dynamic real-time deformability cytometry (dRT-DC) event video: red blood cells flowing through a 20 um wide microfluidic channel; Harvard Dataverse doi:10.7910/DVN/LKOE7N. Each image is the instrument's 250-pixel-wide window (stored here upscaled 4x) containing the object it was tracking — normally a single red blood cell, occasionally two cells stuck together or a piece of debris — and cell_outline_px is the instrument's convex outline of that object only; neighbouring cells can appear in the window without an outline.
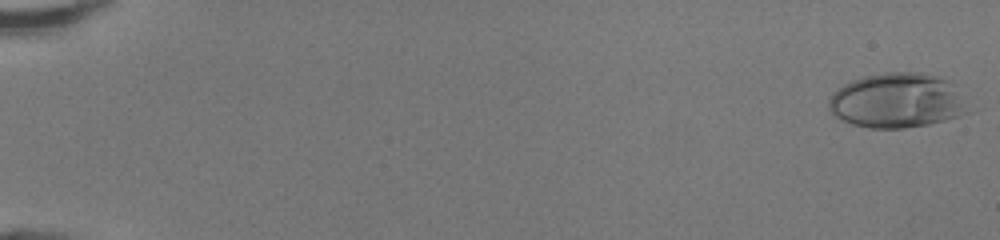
{"species": "human", "species_latin": "Homo sapiens", "temperature_condition": "room temperature", "stored_images_in_passage": 49, "camera_frame_rate_fps": 3000, "um_per_image_px": 0.085, "donor": {"sex": "female"}, "frame": {"image": 1, "passage_image": 1, "time_ms": 0.0, "image_size_px": [1000, 240], "cell_outline_px": [[976, 108], [972, 112], [960, 116], [928, 124], [904, 128], [868, 128], [852, 124], [832, 116], [828, 108], [828, 100], [832, 92], [836, 88], [852, 80], [864, 76], [884, 72], [924, 72], [940, 76], [948, 80]], "centroid_in_image_um": [76.31, 8.55], "position_along_channel_um": 8.7, "area_um2": 45.66}}
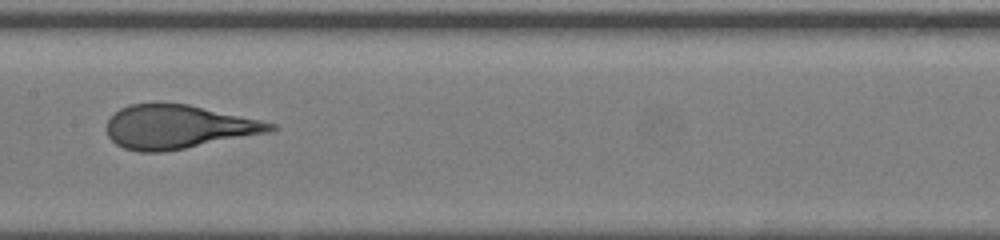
{"frame": {"image": 2, "passage_image": 27, "time_ms": 8.667, "image_size_px": [1000, 240], "cell_outline_px": [[280, 128], [272, 132], [164, 152], [140, 152], [124, 148], [116, 144], [108, 136], [108, 120], [120, 108], [128, 104], [188, 104], [260, 120], [276, 124]], "centroid_in_image_um": [15.18, 10.8], "position_along_channel_um": 192.2, "area_um2": 41.44}}
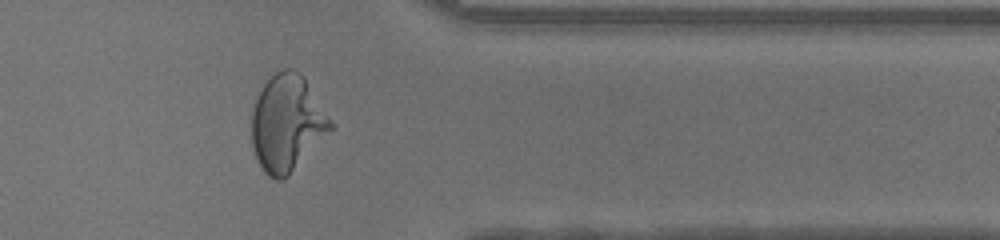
{"frame": {"image": 3, "passage_image": 41, "time_ms": 13.333, "image_size_px": [1000, 240], "cell_outline_px": [[332, 128], [288, 176], [280, 180], [276, 180], [268, 176], [264, 172], [252, 148], [252, 108], [264, 84], [280, 68], [292, 68], [300, 72], [332, 120]], "centroid_in_image_um": [24.38, 10.46], "position_along_channel_um": 387.0, "area_um2": 43.75}, "authors_computed_cell_mechanics": {"area_um2": 42.7142, "velocity_mm_per_s": 4.3197, "shape_relaxation_time_tau1_ms": 6.0769, "shape_relaxation_time_tau2_ms": null, "deformation_change_tau1": 0.2962, "deformation_change_tau2": null}}